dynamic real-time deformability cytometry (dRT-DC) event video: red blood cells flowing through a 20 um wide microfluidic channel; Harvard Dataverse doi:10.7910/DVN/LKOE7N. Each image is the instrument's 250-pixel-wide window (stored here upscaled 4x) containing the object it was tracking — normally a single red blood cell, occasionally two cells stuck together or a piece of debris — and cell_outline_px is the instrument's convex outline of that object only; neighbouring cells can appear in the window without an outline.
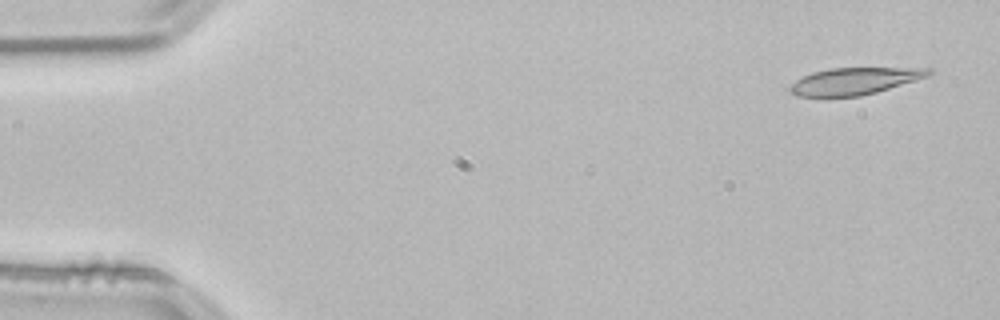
{"species": "common noctule bat (a hibernating species)", "species_latin": "Nyctalus noctula", "temperature_condition": "room temperature", "stored_images_in_passage": 51, "camera_frame_rate_fps": 3000, "um_per_image_px": 0.085, "animal": {"sex": "male", "body_mass_g": 21.5, "forearm_length_mm": 52.0}, "frame": {"image": 1, "passage_image": 1, "time_ms": 0.0, "image_size_px": [1000, 320], "cell_outline_px": [[932, 72], [928, 76], [916, 80], [876, 92], [860, 96], [796, 96], [788, 88], [796, 80], [812, 72], [828, 68], [932, 68]], "centroid_in_image_um": [72.64, 6.88], "position_along_channel_um": 12.4, "area_um2": 21.5}}
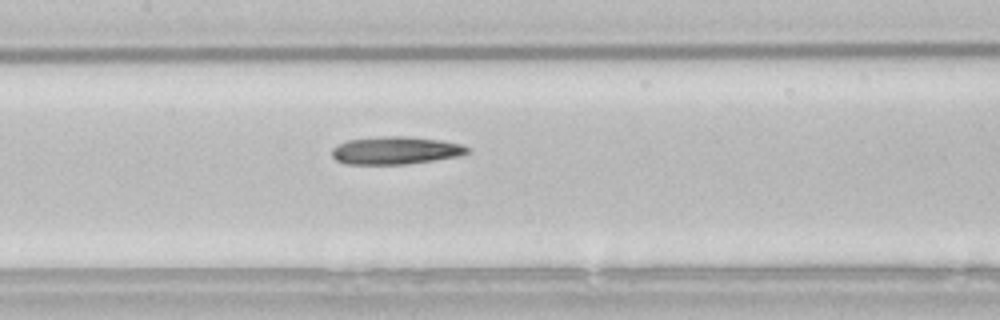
{"frame": {"image": 2, "passage_image": 23, "time_ms": 7.333, "image_size_px": [1000, 320], "cell_outline_px": [[472, 152], [460, 156], [404, 164], [344, 164], [336, 160], [332, 156], [332, 148], [348, 140], [384, 136], [404, 136], [440, 140], [460, 144], [468, 148]], "centroid_in_image_um": [33.62, 12.79], "position_along_channel_um": 173.8, "area_um2": 21.73}}
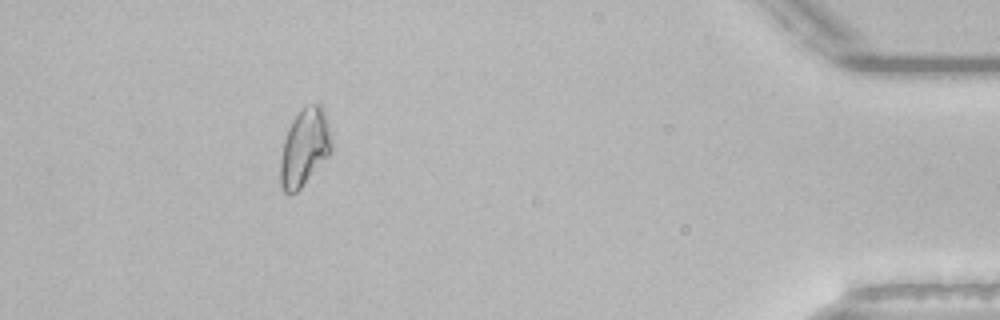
{"frame": {"image": 3, "passage_image": 46, "time_ms": 15.0, "image_size_px": [1000, 320], "cell_outline_px": [[332, 152], [300, 188], [296, 192], [288, 196], [280, 188], [280, 160], [284, 140], [288, 128], [292, 120], [304, 104], [320, 104], [324, 112], [332, 140]], "centroid_in_image_um": [25.87, 12.55], "position_along_channel_um": 409.3, "area_um2": 23.18}, "authors_computed_cell_mechanics": {"area_um2": 21.7328, "velocity_mm_per_s": 3.8427, "shape_relaxation_time_tau1_ms": null, "shape_relaxation_time_tau2_ms": 6.9002, "deformation_change_tau1": null, "deformation_change_tau2": 0.1961}}